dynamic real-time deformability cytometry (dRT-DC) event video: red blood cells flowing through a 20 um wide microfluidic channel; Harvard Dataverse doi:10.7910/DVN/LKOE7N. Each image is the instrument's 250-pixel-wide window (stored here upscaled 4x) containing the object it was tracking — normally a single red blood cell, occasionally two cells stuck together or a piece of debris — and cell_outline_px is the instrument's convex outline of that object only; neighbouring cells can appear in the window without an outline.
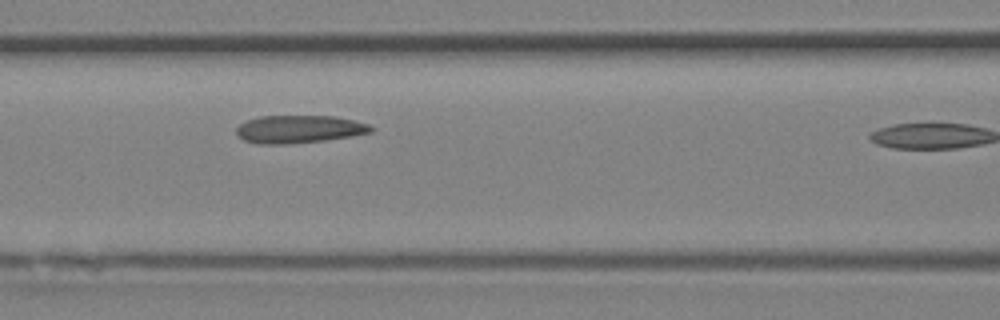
{"species": "Egyptian fruit bat (a non-hibernating species)", "species_latin": "Rousettus aegyptiacus", "temperature_condition": "room temperature", "stored_images_in_passage": 8, "segment_of_instrument_passage": [2, 3], "camera_frame_rate_fps": 3000, "um_per_image_px": 0.085, "animal": {"sex": "female"}, "frame": {"image": 1, "passage_image": 6, "time_ms": 1.667, "image_size_px": [1000, 320], "cell_outline_px": [[376, 128], [372, 132], [352, 136], [324, 140], [288, 144], [256, 144], [244, 140], [236, 132], [236, 128], [244, 120], [260, 116], [336, 116], [368, 124]], "centroid_in_image_um": [25.41, 10.98], "position_along_channel_um": 141.2, "area_um2": 21.91}}